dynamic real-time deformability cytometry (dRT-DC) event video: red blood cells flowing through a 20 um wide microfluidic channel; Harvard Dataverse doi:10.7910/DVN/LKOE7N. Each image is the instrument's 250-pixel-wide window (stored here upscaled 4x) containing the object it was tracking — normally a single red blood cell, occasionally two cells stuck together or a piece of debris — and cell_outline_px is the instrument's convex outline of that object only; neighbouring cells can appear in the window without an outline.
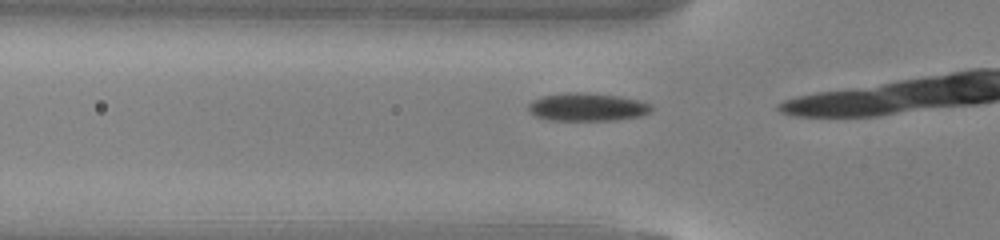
{"species": "common noctule bat (a hibernating species)", "species_latin": "Nyctalus noctula", "temperature_condition": "warm", "stored_images_in_passage": 8, "camera_frame_rate_fps": 3000, "um_per_image_px": 0.085, "animal": {"sex": "male", "body_mass_g": 13.0, "forearm_length_mm": 53.1}, "frame": {"image": 1, "passage_image": 4, "time_ms": 1.0, "image_size_px": [1000, 240], "cell_outline_px": [[652, 112], [640, 116], [616, 120], [548, 120], [536, 116], [528, 108], [528, 104], [532, 100], [540, 96], [564, 92], [584, 92], [620, 96], [652, 104]], "centroid_in_image_um": [49.91, 9.09], "position_along_channel_um": 75.9, "area_um2": 20.23}}
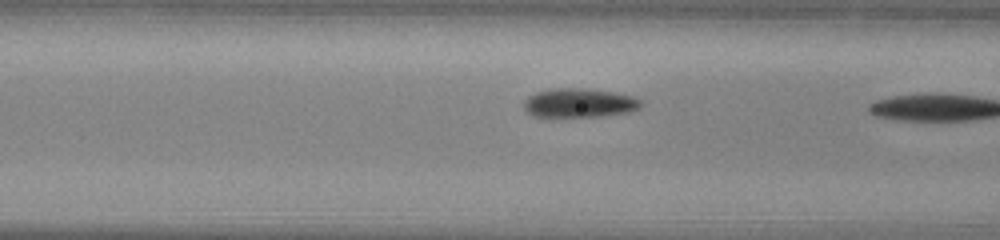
{"frame": {"image": 2, "passage_image": 7, "time_ms": 2.0, "image_size_px": [1000, 240], "cell_outline_px": [[644, 104], [640, 108], [632, 112], [604, 116], [532, 116], [524, 108], [524, 100], [528, 96], [536, 92], [552, 88], [592, 88], [632, 96], [644, 100]], "centroid_in_image_um": [49.3, 8.74], "position_along_channel_um": 117.3, "area_um2": 20.11}}